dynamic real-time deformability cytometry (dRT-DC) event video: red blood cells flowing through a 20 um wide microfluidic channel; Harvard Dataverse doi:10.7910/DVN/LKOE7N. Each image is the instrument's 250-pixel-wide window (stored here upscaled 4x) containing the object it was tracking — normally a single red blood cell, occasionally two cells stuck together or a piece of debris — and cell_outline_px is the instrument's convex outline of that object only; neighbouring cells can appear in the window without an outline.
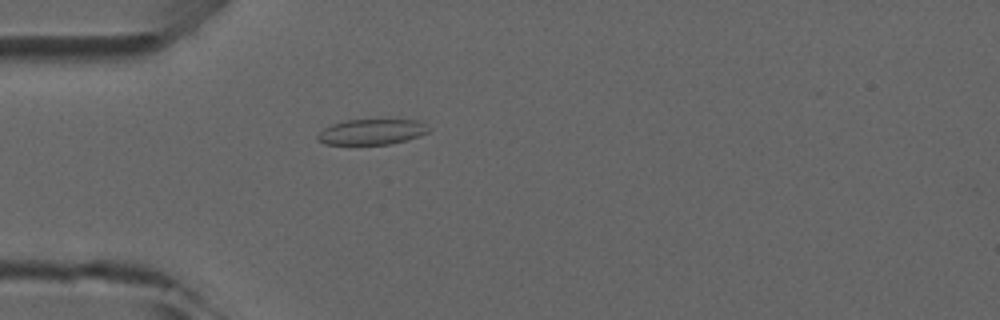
{"species": "common noctule bat (a hibernating species)", "species_latin": "Nyctalus noctula", "temperature_condition": "room temperature", "stored_images_in_passage": 4, "camera_frame_rate_fps": 3000, "um_per_image_px": 0.085, "animal": {"sex": "male", "forearm_length_mm": 52.5}, "frame": {"image": 1, "passage_image": 4, "time_ms": 4.333, "image_size_px": [1000, 320], "cell_outline_px": [[428, 132], [420, 136], [408, 140], [392, 144], [324, 144], [316, 140], [316, 136], [324, 128], [332, 124], [348, 120], [416, 120], [424, 124], [428, 128]], "centroid_in_image_um": [31.58, 11.22], "position_along_channel_um": 53.4, "area_um2": 16.42}}